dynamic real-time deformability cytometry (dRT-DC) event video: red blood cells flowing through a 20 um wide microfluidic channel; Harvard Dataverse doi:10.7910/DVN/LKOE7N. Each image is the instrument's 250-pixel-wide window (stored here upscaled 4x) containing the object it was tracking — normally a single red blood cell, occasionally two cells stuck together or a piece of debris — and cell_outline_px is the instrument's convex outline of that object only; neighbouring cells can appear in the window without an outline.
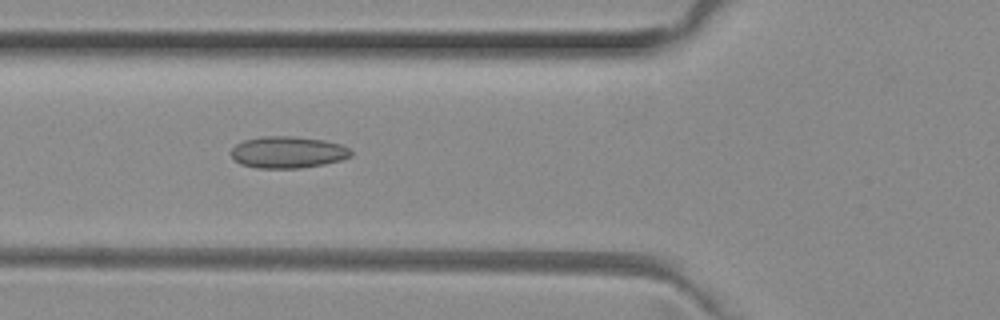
{"species": "common noctule bat (a hibernating species)", "species_latin": "Nyctalus noctula", "temperature_condition": "room temperature", "stored_images_in_passage": 39, "camera_frame_rate_fps": 3000, "um_per_image_px": 0.085, "animal": {"sex": "female", "body_mass_g": 29.2, "forearm_length_mm": 56.3}, "frame": {"image": 1, "passage_image": 7, "time_ms": 2.0, "image_size_px": [1000, 320], "cell_outline_px": [[352, 156], [340, 160], [324, 164], [300, 168], [256, 168], [240, 164], [232, 156], [232, 148], [236, 144], [244, 140], [264, 136], [292, 136], [324, 140], [340, 144], [348, 148], [352, 152]], "centroid_in_image_um": [24.47, 12.94], "position_along_channel_um": 101.3, "area_um2": 22.08}}
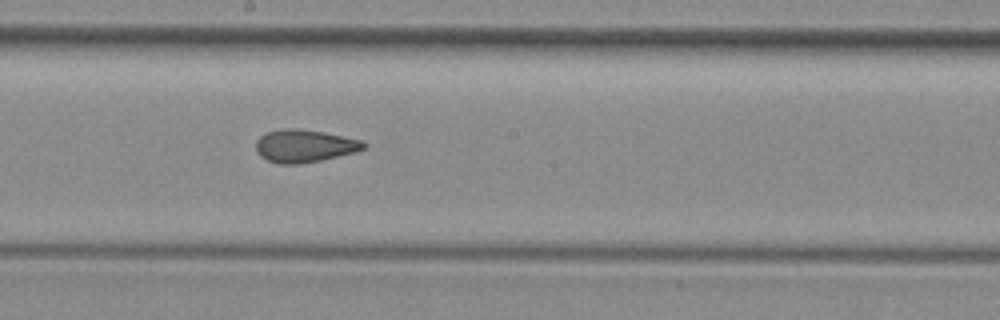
{"frame": {"image": 2, "passage_image": 16, "time_ms": 5.0, "image_size_px": [1000, 320], "cell_outline_px": [[368, 144], [364, 148], [356, 152], [320, 160], [300, 164], [280, 164], [268, 160], [260, 156], [256, 152], [256, 140], [260, 136], [268, 132], [284, 128], [296, 128], [320, 132], [360, 140]], "centroid_in_image_um": [25.84, 12.41], "position_along_channel_um": 222.4, "area_um2": 20.29}}
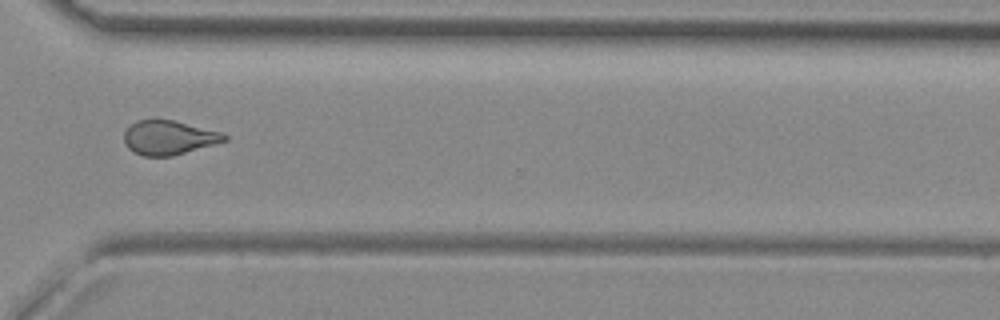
{"frame": {"image": 3, "passage_image": 26, "time_ms": 8.333, "image_size_px": [1000, 320], "cell_outline_px": [[228, 140], [172, 156], [144, 156], [128, 148], [124, 144], [124, 132], [136, 120], [172, 120], [220, 132], [228, 136]], "centroid_in_image_um": [14.33, 11.7], "position_along_channel_um": 356.3, "area_um2": 19.65}, "authors_computed_cell_mechanics": {"area_um2": 20.4612, "velocity_mm_per_s": 4.0236, "shape_relaxation_time_tau1_ms": null, "shape_relaxation_time_tau2_ms": 1.6187, "deformation_change_tau1": null, "deformation_change_tau2": 0.0912}}